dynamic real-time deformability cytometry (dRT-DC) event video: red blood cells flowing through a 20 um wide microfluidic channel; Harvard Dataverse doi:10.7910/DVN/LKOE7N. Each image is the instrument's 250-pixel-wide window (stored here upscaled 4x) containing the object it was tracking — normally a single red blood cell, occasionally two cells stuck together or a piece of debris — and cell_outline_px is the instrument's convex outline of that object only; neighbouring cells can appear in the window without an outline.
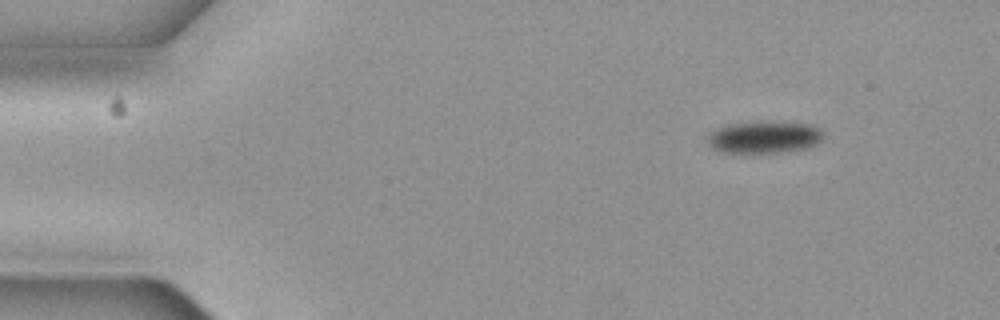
{"species": "common noctule bat (a hibernating species)", "species_latin": "Nyctalus noctula", "temperature_condition": "cold", "stored_images_in_passage": 6, "segment_of_instrument_passage": [2, 2], "camera_frame_rate_fps": 3000, "um_per_image_px": 0.085, "animal": {"sex": "female", "body_mass_g": 19.3, "forearm_length_mm": 54.1}, "frame": {"image": 1, "passage_image": 6, "time_ms": 1.667, "image_size_px": [1000, 320], "cell_outline_px": [[824, 136], [816, 144], [808, 148], [780, 152], [720, 152], [712, 148], [708, 144], [708, 136], [716, 128], [728, 124], [812, 124], [824, 132]], "centroid_in_image_um": [64.96, 11.7], "position_along_channel_um": 20.0, "area_um2": 20.75}}